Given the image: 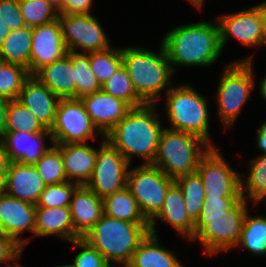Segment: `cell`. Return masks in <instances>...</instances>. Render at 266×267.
Here are the masks:
<instances>
[{
  "label": "cell",
  "mask_w": 266,
  "mask_h": 267,
  "mask_svg": "<svg viewBox=\"0 0 266 267\" xmlns=\"http://www.w3.org/2000/svg\"><path fill=\"white\" fill-rule=\"evenodd\" d=\"M174 73L183 67H210L223 53L218 23L201 21L179 25L161 40Z\"/></svg>",
  "instance_id": "6da1fadb"
},
{
  "label": "cell",
  "mask_w": 266,
  "mask_h": 267,
  "mask_svg": "<svg viewBox=\"0 0 266 267\" xmlns=\"http://www.w3.org/2000/svg\"><path fill=\"white\" fill-rule=\"evenodd\" d=\"M157 104L132 108L107 134L104 139L116 148L132 164L135 157L141 164H152L164 129ZM159 112V113H158Z\"/></svg>",
  "instance_id": "7a4b0ae2"
},
{
  "label": "cell",
  "mask_w": 266,
  "mask_h": 267,
  "mask_svg": "<svg viewBox=\"0 0 266 267\" xmlns=\"http://www.w3.org/2000/svg\"><path fill=\"white\" fill-rule=\"evenodd\" d=\"M160 44L158 52L137 45L122 47V64L136 93L146 104L158 105L160 96L173 86L171 79L175 73L164 46Z\"/></svg>",
  "instance_id": "3957f363"
},
{
  "label": "cell",
  "mask_w": 266,
  "mask_h": 267,
  "mask_svg": "<svg viewBox=\"0 0 266 267\" xmlns=\"http://www.w3.org/2000/svg\"><path fill=\"white\" fill-rule=\"evenodd\" d=\"M149 232V223H130L102 214L82 238L99 251L111 267H126Z\"/></svg>",
  "instance_id": "277c9868"
},
{
  "label": "cell",
  "mask_w": 266,
  "mask_h": 267,
  "mask_svg": "<svg viewBox=\"0 0 266 267\" xmlns=\"http://www.w3.org/2000/svg\"><path fill=\"white\" fill-rule=\"evenodd\" d=\"M166 119L171 130L183 131L198 136L211 147L212 142L209 125V100L192 87L191 84L174 85L165 94Z\"/></svg>",
  "instance_id": "5b68a950"
},
{
  "label": "cell",
  "mask_w": 266,
  "mask_h": 267,
  "mask_svg": "<svg viewBox=\"0 0 266 267\" xmlns=\"http://www.w3.org/2000/svg\"><path fill=\"white\" fill-rule=\"evenodd\" d=\"M210 148L211 146L198 136L164 127L151 165L175 180L195 173L200 160Z\"/></svg>",
  "instance_id": "8992f818"
},
{
  "label": "cell",
  "mask_w": 266,
  "mask_h": 267,
  "mask_svg": "<svg viewBox=\"0 0 266 267\" xmlns=\"http://www.w3.org/2000/svg\"><path fill=\"white\" fill-rule=\"evenodd\" d=\"M252 59L253 55L237 59L227 64L221 72L215 99L219 118L226 129L231 130L243 105L252 98L251 92L256 85Z\"/></svg>",
  "instance_id": "52a82bcc"
},
{
  "label": "cell",
  "mask_w": 266,
  "mask_h": 267,
  "mask_svg": "<svg viewBox=\"0 0 266 267\" xmlns=\"http://www.w3.org/2000/svg\"><path fill=\"white\" fill-rule=\"evenodd\" d=\"M249 202L243 197L227 211L224 218L207 219V223L194 235L192 241H198L206 255H218L220 252L237 247L240 240L244 218Z\"/></svg>",
  "instance_id": "ba28073f"
},
{
  "label": "cell",
  "mask_w": 266,
  "mask_h": 267,
  "mask_svg": "<svg viewBox=\"0 0 266 267\" xmlns=\"http://www.w3.org/2000/svg\"><path fill=\"white\" fill-rule=\"evenodd\" d=\"M174 180L151 164H139L128 172L127 187L150 222L161 210Z\"/></svg>",
  "instance_id": "9c48e42d"
},
{
  "label": "cell",
  "mask_w": 266,
  "mask_h": 267,
  "mask_svg": "<svg viewBox=\"0 0 266 267\" xmlns=\"http://www.w3.org/2000/svg\"><path fill=\"white\" fill-rule=\"evenodd\" d=\"M53 144L87 143L104 137L93 125L81 99H60L53 126L50 129Z\"/></svg>",
  "instance_id": "30bf717a"
},
{
  "label": "cell",
  "mask_w": 266,
  "mask_h": 267,
  "mask_svg": "<svg viewBox=\"0 0 266 267\" xmlns=\"http://www.w3.org/2000/svg\"><path fill=\"white\" fill-rule=\"evenodd\" d=\"M99 144L91 179L85 185L99 198H105L127 186L130 163L104 137Z\"/></svg>",
  "instance_id": "8fae6325"
},
{
  "label": "cell",
  "mask_w": 266,
  "mask_h": 267,
  "mask_svg": "<svg viewBox=\"0 0 266 267\" xmlns=\"http://www.w3.org/2000/svg\"><path fill=\"white\" fill-rule=\"evenodd\" d=\"M58 20L68 51L79 53L81 50V53L87 54L111 47L110 39L99 19L92 14L59 13Z\"/></svg>",
  "instance_id": "7c38bea8"
},
{
  "label": "cell",
  "mask_w": 266,
  "mask_h": 267,
  "mask_svg": "<svg viewBox=\"0 0 266 267\" xmlns=\"http://www.w3.org/2000/svg\"><path fill=\"white\" fill-rule=\"evenodd\" d=\"M217 147H211L199 162L205 197H242L241 173L234 170Z\"/></svg>",
  "instance_id": "4fadbf2b"
},
{
  "label": "cell",
  "mask_w": 266,
  "mask_h": 267,
  "mask_svg": "<svg viewBox=\"0 0 266 267\" xmlns=\"http://www.w3.org/2000/svg\"><path fill=\"white\" fill-rule=\"evenodd\" d=\"M215 19L219 26L223 50L230 37L248 48L262 47L265 38L260 3L232 14L225 13Z\"/></svg>",
  "instance_id": "5bb4252c"
},
{
  "label": "cell",
  "mask_w": 266,
  "mask_h": 267,
  "mask_svg": "<svg viewBox=\"0 0 266 267\" xmlns=\"http://www.w3.org/2000/svg\"><path fill=\"white\" fill-rule=\"evenodd\" d=\"M68 54L58 19L32 28L30 75Z\"/></svg>",
  "instance_id": "9a60e30c"
},
{
  "label": "cell",
  "mask_w": 266,
  "mask_h": 267,
  "mask_svg": "<svg viewBox=\"0 0 266 267\" xmlns=\"http://www.w3.org/2000/svg\"><path fill=\"white\" fill-rule=\"evenodd\" d=\"M36 205L17 198L0 195V232L11 237L20 247L25 249L30 242L22 237L24 231L34 235Z\"/></svg>",
  "instance_id": "2e32d148"
},
{
  "label": "cell",
  "mask_w": 266,
  "mask_h": 267,
  "mask_svg": "<svg viewBox=\"0 0 266 267\" xmlns=\"http://www.w3.org/2000/svg\"><path fill=\"white\" fill-rule=\"evenodd\" d=\"M46 184L34 164L10 161L4 178V193L36 205Z\"/></svg>",
  "instance_id": "e0dca14e"
},
{
  "label": "cell",
  "mask_w": 266,
  "mask_h": 267,
  "mask_svg": "<svg viewBox=\"0 0 266 267\" xmlns=\"http://www.w3.org/2000/svg\"><path fill=\"white\" fill-rule=\"evenodd\" d=\"M93 125L105 136L132 109L126 102L102 90L81 98Z\"/></svg>",
  "instance_id": "ac0fdd59"
},
{
  "label": "cell",
  "mask_w": 266,
  "mask_h": 267,
  "mask_svg": "<svg viewBox=\"0 0 266 267\" xmlns=\"http://www.w3.org/2000/svg\"><path fill=\"white\" fill-rule=\"evenodd\" d=\"M46 137L53 144L50 132H9L4 133L0 141L8 155L9 161L21 164H34L50 148L45 143Z\"/></svg>",
  "instance_id": "d6986e66"
},
{
  "label": "cell",
  "mask_w": 266,
  "mask_h": 267,
  "mask_svg": "<svg viewBox=\"0 0 266 267\" xmlns=\"http://www.w3.org/2000/svg\"><path fill=\"white\" fill-rule=\"evenodd\" d=\"M17 101L31 110L46 129H51L60 98L33 75L25 81Z\"/></svg>",
  "instance_id": "ffe728a7"
},
{
  "label": "cell",
  "mask_w": 266,
  "mask_h": 267,
  "mask_svg": "<svg viewBox=\"0 0 266 267\" xmlns=\"http://www.w3.org/2000/svg\"><path fill=\"white\" fill-rule=\"evenodd\" d=\"M167 223L173 230L177 231L179 236L189 239L194 237V221L189 217L186 211L184 198L179 186L174 183L167 192L163 207L159 213L149 222V230L153 234H157V220Z\"/></svg>",
  "instance_id": "44dd1931"
},
{
  "label": "cell",
  "mask_w": 266,
  "mask_h": 267,
  "mask_svg": "<svg viewBox=\"0 0 266 267\" xmlns=\"http://www.w3.org/2000/svg\"><path fill=\"white\" fill-rule=\"evenodd\" d=\"M87 144H54L61 151L67 181L86 185L91 179L98 148Z\"/></svg>",
  "instance_id": "7402d4cb"
},
{
  "label": "cell",
  "mask_w": 266,
  "mask_h": 267,
  "mask_svg": "<svg viewBox=\"0 0 266 267\" xmlns=\"http://www.w3.org/2000/svg\"><path fill=\"white\" fill-rule=\"evenodd\" d=\"M74 232L82 238L101 218L103 200L85 185H80L69 204Z\"/></svg>",
  "instance_id": "603a6c76"
},
{
  "label": "cell",
  "mask_w": 266,
  "mask_h": 267,
  "mask_svg": "<svg viewBox=\"0 0 266 267\" xmlns=\"http://www.w3.org/2000/svg\"><path fill=\"white\" fill-rule=\"evenodd\" d=\"M52 235L67 242L80 238L74 232L69 207H36L34 236Z\"/></svg>",
  "instance_id": "cb8c5ba5"
},
{
  "label": "cell",
  "mask_w": 266,
  "mask_h": 267,
  "mask_svg": "<svg viewBox=\"0 0 266 267\" xmlns=\"http://www.w3.org/2000/svg\"><path fill=\"white\" fill-rule=\"evenodd\" d=\"M33 76L60 99L75 98V71L68 55L43 66Z\"/></svg>",
  "instance_id": "d4e9b609"
},
{
  "label": "cell",
  "mask_w": 266,
  "mask_h": 267,
  "mask_svg": "<svg viewBox=\"0 0 266 267\" xmlns=\"http://www.w3.org/2000/svg\"><path fill=\"white\" fill-rule=\"evenodd\" d=\"M158 236L149 232L126 267H186L175 253L162 246Z\"/></svg>",
  "instance_id": "484cf974"
},
{
  "label": "cell",
  "mask_w": 266,
  "mask_h": 267,
  "mask_svg": "<svg viewBox=\"0 0 266 267\" xmlns=\"http://www.w3.org/2000/svg\"><path fill=\"white\" fill-rule=\"evenodd\" d=\"M103 200V214L130 223H149L140 210L138 202L126 186Z\"/></svg>",
  "instance_id": "4316f807"
},
{
  "label": "cell",
  "mask_w": 266,
  "mask_h": 267,
  "mask_svg": "<svg viewBox=\"0 0 266 267\" xmlns=\"http://www.w3.org/2000/svg\"><path fill=\"white\" fill-rule=\"evenodd\" d=\"M31 41V27L11 30L0 46V56L3 62L21 65L28 69L30 74Z\"/></svg>",
  "instance_id": "83f0119b"
},
{
  "label": "cell",
  "mask_w": 266,
  "mask_h": 267,
  "mask_svg": "<svg viewBox=\"0 0 266 267\" xmlns=\"http://www.w3.org/2000/svg\"><path fill=\"white\" fill-rule=\"evenodd\" d=\"M249 165L245 181L241 177V195L248 202L257 205L266 199V154L256 155Z\"/></svg>",
  "instance_id": "f1b7e54d"
},
{
  "label": "cell",
  "mask_w": 266,
  "mask_h": 267,
  "mask_svg": "<svg viewBox=\"0 0 266 267\" xmlns=\"http://www.w3.org/2000/svg\"><path fill=\"white\" fill-rule=\"evenodd\" d=\"M238 246L254 256L266 255V216H251L247 211Z\"/></svg>",
  "instance_id": "f546056e"
},
{
  "label": "cell",
  "mask_w": 266,
  "mask_h": 267,
  "mask_svg": "<svg viewBox=\"0 0 266 267\" xmlns=\"http://www.w3.org/2000/svg\"><path fill=\"white\" fill-rule=\"evenodd\" d=\"M9 132H50L35 117L31 110L17 100H9L6 114L5 133Z\"/></svg>",
  "instance_id": "4dcf8cb0"
},
{
  "label": "cell",
  "mask_w": 266,
  "mask_h": 267,
  "mask_svg": "<svg viewBox=\"0 0 266 267\" xmlns=\"http://www.w3.org/2000/svg\"><path fill=\"white\" fill-rule=\"evenodd\" d=\"M101 90L126 102L131 108H138L146 103L136 93L129 74L123 64L101 85Z\"/></svg>",
  "instance_id": "1f68e13d"
},
{
  "label": "cell",
  "mask_w": 266,
  "mask_h": 267,
  "mask_svg": "<svg viewBox=\"0 0 266 267\" xmlns=\"http://www.w3.org/2000/svg\"><path fill=\"white\" fill-rule=\"evenodd\" d=\"M182 191L186 211L195 222L204 205V185L197 172L181 176L174 180Z\"/></svg>",
  "instance_id": "d6a6232c"
},
{
  "label": "cell",
  "mask_w": 266,
  "mask_h": 267,
  "mask_svg": "<svg viewBox=\"0 0 266 267\" xmlns=\"http://www.w3.org/2000/svg\"><path fill=\"white\" fill-rule=\"evenodd\" d=\"M72 59L73 70L75 71V99H81L101 90V85L90 69L88 53H76L68 51Z\"/></svg>",
  "instance_id": "836d02e7"
},
{
  "label": "cell",
  "mask_w": 266,
  "mask_h": 267,
  "mask_svg": "<svg viewBox=\"0 0 266 267\" xmlns=\"http://www.w3.org/2000/svg\"><path fill=\"white\" fill-rule=\"evenodd\" d=\"M20 12L28 27H37L58 19L59 11L50 0H19Z\"/></svg>",
  "instance_id": "e575fe53"
},
{
  "label": "cell",
  "mask_w": 266,
  "mask_h": 267,
  "mask_svg": "<svg viewBox=\"0 0 266 267\" xmlns=\"http://www.w3.org/2000/svg\"><path fill=\"white\" fill-rule=\"evenodd\" d=\"M90 69L102 85L122 65V48L110 47L107 50L88 53Z\"/></svg>",
  "instance_id": "d590c367"
},
{
  "label": "cell",
  "mask_w": 266,
  "mask_h": 267,
  "mask_svg": "<svg viewBox=\"0 0 266 267\" xmlns=\"http://www.w3.org/2000/svg\"><path fill=\"white\" fill-rule=\"evenodd\" d=\"M31 75L21 65L2 62L0 65V97L17 100L25 81Z\"/></svg>",
  "instance_id": "8d00e7d4"
},
{
  "label": "cell",
  "mask_w": 266,
  "mask_h": 267,
  "mask_svg": "<svg viewBox=\"0 0 266 267\" xmlns=\"http://www.w3.org/2000/svg\"><path fill=\"white\" fill-rule=\"evenodd\" d=\"M50 145L34 166L46 185L67 182L61 151L54 144Z\"/></svg>",
  "instance_id": "74e56055"
},
{
  "label": "cell",
  "mask_w": 266,
  "mask_h": 267,
  "mask_svg": "<svg viewBox=\"0 0 266 267\" xmlns=\"http://www.w3.org/2000/svg\"><path fill=\"white\" fill-rule=\"evenodd\" d=\"M79 186V184L70 181L46 185L40 194L36 207H69L72 195Z\"/></svg>",
  "instance_id": "f35d334b"
},
{
  "label": "cell",
  "mask_w": 266,
  "mask_h": 267,
  "mask_svg": "<svg viewBox=\"0 0 266 267\" xmlns=\"http://www.w3.org/2000/svg\"><path fill=\"white\" fill-rule=\"evenodd\" d=\"M242 197H205L203 208L194 222V235L207 223V219L224 218Z\"/></svg>",
  "instance_id": "ab89813d"
},
{
  "label": "cell",
  "mask_w": 266,
  "mask_h": 267,
  "mask_svg": "<svg viewBox=\"0 0 266 267\" xmlns=\"http://www.w3.org/2000/svg\"><path fill=\"white\" fill-rule=\"evenodd\" d=\"M69 244L81 249L73 259V267H111L104 256L83 238L75 239Z\"/></svg>",
  "instance_id": "60d3db41"
},
{
  "label": "cell",
  "mask_w": 266,
  "mask_h": 267,
  "mask_svg": "<svg viewBox=\"0 0 266 267\" xmlns=\"http://www.w3.org/2000/svg\"><path fill=\"white\" fill-rule=\"evenodd\" d=\"M0 20L11 30L26 27L19 0H0Z\"/></svg>",
  "instance_id": "b9f144b4"
},
{
  "label": "cell",
  "mask_w": 266,
  "mask_h": 267,
  "mask_svg": "<svg viewBox=\"0 0 266 267\" xmlns=\"http://www.w3.org/2000/svg\"><path fill=\"white\" fill-rule=\"evenodd\" d=\"M23 250L11 237L0 232V267H4L2 264L8 262L17 264L21 259ZM14 264L8 263L5 267H14Z\"/></svg>",
  "instance_id": "7bdbcfd3"
},
{
  "label": "cell",
  "mask_w": 266,
  "mask_h": 267,
  "mask_svg": "<svg viewBox=\"0 0 266 267\" xmlns=\"http://www.w3.org/2000/svg\"><path fill=\"white\" fill-rule=\"evenodd\" d=\"M93 3V0H60L57 7L59 13L91 14Z\"/></svg>",
  "instance_id": "ee69618b"
},
{
  "label": "cell",
  "mask_w": 266,
  "mask_h": 267,
  "mask_svg": "<svg viewBox=\"0 0 266 267\" xmlns=\"http://www.w3.org/2000/svg\"><path fill=\"white\" fill-rule=\"evenodd\" d=\"M260 125L256 133V145L261 154H266V120Z\"/></svg>",
  "instance_id": "f6af8a7d"
},
{
  "label": "cell",
  "mask_w": 266,
  "mask_h": 267,
  "mask_svg": "<svg viewBox=\"0 0 266 267\" xmlns=\"http://www.w3.org/2000/svg\"><path fill=\"white\" fill-rule=\"evenodd\" d=\"M8 103H9V100L0 97V140L5 133Z\"/></svg>",
  "instance_id": "bcb514c9"
},
{
  "label": "cell",
  "mask_w": 266,
  "mask_h": 267,
  "mask_svg": "<svg viewBox=\"0 0 266 267\" xmlns=\"http://www.w3.org/2000/svg\"><path fill=\"white\" fill-rule=\"evenodd\" d=\"M9 162L8 155L0 141V176L6 175Z\"/></svg>",
  "instance_id": "7dc6e473"
},
{
  "label": "cell",
  "mask_w": 266,
  "mask_h": 267,
  "mask_svg": "<svg viewBox=\"0 0 266 267\" xmlns=\"http://www.w3.org/2000/svg\"><path fill=\"white\" fill-rule=\"evenodd\" d=\"M260 13H261V16H262V25H263L264 38H266V1L261 2V4H260Z\"/></svg>",
  "instance_id": "c3c4849f"
},
{
  "label": "cell",
  "mask_w": 266,
  "mask_h": 267,
  "mask_svg": "<svg viewBox=\"0 0 266 267\" xmlns=\"http://www.w3.org/2000/svg\"><path fill=\"white\" fill-rule=\"evenodd\" d=\"M9 32L10 29L0 20V46L3 44V41Z\"/></svg>",
  "instance_id": "681fc988"
},
{
  "label": "cell",
  "mask_w": 266,
  "mask_h": 267,
  "mask_svg": "<svg viewBox=\"0 0 266 267\" xmlns=\"http://www.w3.org/2000/svg\"><path fill=\"white\" fill-rule=\"evenodd\" d=\"M259 94L264 101H266V74H264L263 79L261 78L260 84H259Z\"/></svg>",
  "instance_id": "f907efd6"
},
{
  "label": "cell",
  "mask_w": 266,
  "mask_h": 267,
  "mask_svg": "<svg viewBox=\"0 0 266 267\" xmlns=\"http://www.w3.org/2000/svg\"><path fill=\"white\" fill-rule=\"evenodd\" d=\"M188 2L195 7L196 9H200V11L202 10L203 6H204V2L205 0H188Z\"/></svg>",
  "instance_id": "816d5d0a"
},
{
  "label": "cell",
  "mask_w": 266,
  "mask_h": 267,
  "mask_svg": "<svg viewBox=\"0 0 266 267\" xmlns=\"http://www.w3.org/2000/svg\"><path fill=\"white\" fill-rule=\"evenodd\" d=\"M4 178L5 176H0V195L4 193Z\"/></svg>",
  "instance_id": "f5cc1de1"
},
{
  "label": "cell",
  "mask_w": 266,
  "mask_h": 267,
  "mask_svg": "<svg viewBox=\"0 0 266 267\" xmlns=\"http://www.w3.org/2000/svg\"><path fill=\"white\" fill-rule=\"evenodd\" d=\"M52 267H73L72 264H63V265H56Z\"/></svg>",
  "instance_id": "db71d44e"
},
{
  "label": "cell",
  "mask_w": 266,
  "mask_h": 267,
  "mask_svg": "<svg viewBox=\"0 0 266 267\" xmlns=\"http://www.w3.org/2000/svg\"><path fill=\"white\" fill-rule=\"evenodd\" d=\"M51 2L55 3L58 6L60 0H50Z\"/></svg>",
  "instance_id": "11a10c76"
},
{
  "label": "cell",
  "mask_w": 266,
  "mask_h": 267,
  "mask_svg": "<svg viewBox=\"0 0 266 267\" xmlns=\"http://www.w3.org/2000/svg\"><path fill=\"white\" fill-rule=\"evenodd\" d=\"M262 47H263V48L265 47V49H266V38H265V40H264V42H263Z\"/></svg>",
  "instance_id": "9f6ffc18"
},
{
  "label": "cell",
  "mask_w": 266,
  "mask_h": 267,
  "mask_svg": "<svg viewBox=\"0 0 266 267\" xmlns=\"http://www.w3.org/2000/svg\"><path fill=\"white\" fill-rule=\"evenodd\" d=\"M14 267H25V266H21V264L19 265V264L17 263V264H15Z\"/></svg>",
  "instance_id": "6f0895ef"
},
{
  "label": "cell",
  "mask_w": 266,
  "mask_h": 267,
  "mask_svg": "<svg viewBox=\"0 0 266 267\" xmlns=\"http://www.w3.org/2000/svg\"><path fill=\"white\" fill-rule=\"evenodd\" d=\"M2 62H3V59H2V57L0 56V65L2 64Z\"/></svg>",
  "instance_id": "680465c9"
}]
</instances>
